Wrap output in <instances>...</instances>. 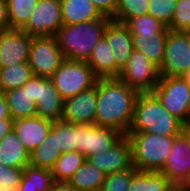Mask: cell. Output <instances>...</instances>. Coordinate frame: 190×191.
Segmentation results:
<instances>
[{"label": "cell", "instance_id": "6da1fadb", "mask_svg": "<svg viewBox=\"0 0 190 191\" xmlns=\"http://www.w3.org/2000/svg\"><path fill=\"white\" fill-rule=\"evenodd\" d=\"M138 94L119 78H98L94 124L126 135L133 120Z\"/></svg>", "mask_w": 190, "mask_h": 191}, {"label": "cell", "instance_id": "7a4b0ae2", "mask_svg": "<svg viewBox=\"0 0 190 191\" xmlns=\"http://www.w3.org/2000/svg\"><path fill=\"white\" fill-rule=\"evenodd\" d=\"M186 127L172 116L153 93H139L134 115L127 133L144 132L163 136H177Z\"/></svg>", "mask_w": 190, "mask_h": 191}, {"label": "cell", "instance_id": "3957f363", "mask_svg": "<svg viewBox=\"0 0 190 191\" xmlns=\"http://www.w3.org/2000/svg\"><path fill=\"white\" fill-rule=\"evenodd\" d=\"M111 18L103 15L100 19L75 25H63L55 38L65 59L87 61L95 44L104 36Z\"/></svg>", "mask_w": 190, "mask_h": 191}, {"label": "cell", "instance_id": "277c9868", "mask_svg": "<svg viewBox=\"0 0 190 191\" xmlns=\"http://www.w3.org/2000/svg\"><path fill=\"white\" fill-rule=\"evenodd\" d=\"M131 143L132 166L137 171L159 172L171 151L175 136L144 132L127 133Z\"/></svg>", "mask_w": 190, "mask_h": 191}, {"label": "cell", "instance_id": "5b68a950", "mask_svg": "<svg viewBox=\"0 0 190 191\" xmlns=\"http://www.w3.org/2000/svg\"><path fill=\"white\" fill-rule=\"evenodd\" d=\"M152 93L186 128L190 125V86L181 76H160Z\"/></svg>", "mask_w": 190, "mask_h": 191}, {"label": "cell", "instance_id": "8992f818", "mask_svg": "<svg viewBox=\"0 0 190 191\" xmlns=\"http://www.w3.org/2000/svg\"><path fill=\"white\" fill-rule=\"evenodd\" d=\"M50 79L66 100L94 86L98 78L87 62L64 59Z\"/></svg>", "mask_w": 190, "mask_h": 191}, {"label": "cell", "instance_id": "52a82bcc", "mask_svg": "<svg viewBox=\"0 0 190 191\" xmlns=\"http://www.w3.org/2000/svg\"><path fill=\"white\" fill-rule=\"evenodd\" d=\"M171 151L159 171L175 187H184L190 180V130L186 128L175 136Z\"/></svg>", "mask_w": 190, "mask_h": 191}, {"label": "cell", "instance_id": "ba28073f", "mask_svg": "<svg viewBox=\"0 0 190 191\" xmlns=\"http://www.w3.org/2000/svg\"><path fill=\"white\" fill-rule=\"evenodd\" d=\"M28 93L35 101L36 116L51 121H60L64 100L50 78L33 75L28 80Z\"/></svg>", "mask_w": 190, "mask_h": 191}, {"label": "cell", "instance_id": "9c48e42d", "mask_svg": "<svg viewBox=\"0 0 190 191\" xmlns=\"http://www.w3.org/2000/svg\"><path fill=\"white\" fill-rule=\"evenodd\" d=\"M118 78L138 93H152L160 79V73L157 66L134 49Z\"/></svg>", "mask_w": 190, "mask_h": 191}, {"label": "cell", "instance_id": "30bf717a", "mask_svg": "<svg viewBox=\"0 0 190 191\" xmlns=\"http://www.w3.org/2000/svg\"><path fill=\"white\" fill-rule=\"evenodd\" d=\"M190 68V33L169 30L166 35L160 76H181Z\"/></svg>", "mask_w": 190, "mask_h": 191}, {"label": "cell", "instance_id": "8fae6325", "mask_svg": "<svg viewBox=\"0 0 190 191\" xmlns=\"http://www.w3.org/2000/svg\"><path fill=\"white\" fill-rule=\"evenodd\" d=\"M64 59L55 36L32 37L28 64L33 75L50 78Z\"/></svg>", "mask_w": 190, "mask_h": 191}, {"label": "cell", "instance_id": "7c38bea8", "mask_svg": "<svg viewBox=\"0 0 190 191\" xmlns=\"http://www.w3.org/2000/svg\"><path fill=\"white\" fill-rule=\"evenodd\" d=\"M123 136L118 130L96 124H75V151L86 159L93 154L107 151Z\"/></svg>", "mask_w": 190, "mask_h": 191}, {"label": "cell", "instance_id": "4fadbf2b", "mask_svg": "<svg viewBox=\"0 0 190 191\" xmlns=\"http://www.w3.org/2000/svg\"><path fill=\"white\" fill-rule=\"evenodd\" d=\"M21 28L32 37L55 36L63 26L60 0H39Z\"/></svg>", "mask_w": 190, "mask_h": 191}, {"label": "cell", "instance_id": "5bb4252c", "mask_svg": "<svg viewBox=\"0 0 190 191\" xmlns=\"http://www.w3.org/2000/svg\"><path fill=\"white\" fill-rule=\"evenodd\" d=\"M32 36L22 29L0 32V68L28 62Z\"/></svg>", "mask_w": 190, "mask_h": 191}, {"label": "cell", "instance_id": "9a60e30c", "mask_svg": "<svg viewBox=\"0 0 190 191\" xmlns=\"http://www.w3.org/2000/svg\"><path fill=\"white\" fill-rule=\"evenodd\" d=\"M86 160L106 175L125 171L132 167L131 143L123 135L107 151L90 155Z\"/></svg>", "mask_w": 190, "mask_h": 191}, {"label": "cell", "instance_id": "2e32d148", "mask_svg": "<svg viewBox=\"0 0 190 191\" xmlns=\"http://www.w3.org/2000/svg\"><path fill=\"white\" fill-rule=\"evenodd\" d=\"M97 103V80L94 86L64 100L62 121L71 124H94Z\"/></svg>", "mask_w": 190, "mask_h": 191}, {"label": "cell", "instance_id": "e0dca14e", "mask_svg": "<svg viewBox=\"0 0 190 191\" xmlns=\"http://www.w3.org/2000/svg\"><path fill=\"white\" fill-rule=\"evenodd\" d=\"M104 37L112 50L115 59V78H118L134 50L132 35L125 24L111 20L107 24Z\"/></svg>", "mask_w": 190, "mask_h": 191}, {"label": "cell", "instance_id": "ac0fdd59", "mask_svg": "<svg viewBox=\"0 0 190 191\" xmlns=\"http://www.w3.org/2000/svg\"><path fill=\"white\" fill-rule=\"evenodd\" d=\"M52 121L39 116L12 121V129L30 154L46 137Z\"/></svg>", "mask_w": 190, "mask_h": 191}, {"label": "cell", "instance_id": "d6986e66", "mask_svg": "<svg viewBox=\"0 0 190 191\" xmlns=\"http://www.w3.org/2000/svg\"><path fill=\"white\" fill-rule=\"evenodd\" d=\"M30 154L11 128L0 140V163L23 169L29 165Z\"/></svg>", "mask_w": 190, "mask_h": 191}, {"label": "cell", "instance_id": "ffe728a7", "mask_svg": "<svg viewBox=\"0 0 190 191\" xmlns=\"http://www.w3.org/2000/svg\"><path fill=\"white\" fill-rule=\"evenodd\" d=\"M63 25H75L100 19L103 15L90 0H60Z\"/></svg>", "mask_w": 190, "mask_h": 191}, {"label": "cell", "instance_id": "44dd1931", "mask_svg": "<svg viewBox=\"0 0 190 191\" xmlns=\"http://www.w3.org/2000/svg\"><path fill=\"white\" fill-rule=\"evenodd\" d=\"M131 35L134 49L144 54L151 63L160 68L167 33H131Z\"/></svg>", "mask_w": 190, "mask_h": 191}, {"label": "cell", "instance_id": "7402d4cb", "mask_svg": "<svg viewBox=\"0 0 190 191\" xmlns=\"http://www.w3.org/2000/svg\"><path fill=\"white\" fill-rule=\"evenodd\" d=\"M86 62L97 78H115V59L104 36L95 44Z\"/></svg>", "mask_w": 190, "mask_h": 191}, {"label": "cell", "instance_id": "603a6c76", "mask_svg": "<svg viewBox=\"0 0 190 191\" xmlns=\"http://www.w3.org/2000/svg\"><path fill=\"white\" fill-rule=\"evenodd\" d=\"M11 120L36 115L35 101L28 93V81L20 88L4 92Z\"/></svg>", "mask_w": 190, "mask_h": 191}, {"label": "cell", "instance_id": "cb8c5ba5", "mask_svg": "<svg viewBox=\"0 0 190 191\" xmlns=\"http://www.w3.org/2000/svg\"><path fill=\"white\" fill-rule=\"evenodd\" d=\"M106 174L87 160L68 180L77 191H100Z\"/></svg>", "mask_w": 190, "mask_h": 191}, {"label": "cell", "instance_id": "d4e9b609", "mask_svg": "<svg viewBox=\"0 0 190 191\" xmlns=\"http://www.w3.org/2000/svg\"><path fill=\"white\" fill-rule=\"evenodd\" d=\"M61 154L57 149L56 135L49 130L41 144L30 153L29 165L51 170Z\"/></svg>", "mask_w": 190, "mask_h": 191}, {"label": "cell", "instance_id": "484cf974", "mask_svg": "<svg viewBox=\"0 0 190 191\" xmlns=\"http://www.w3.org/2000/svg\"><path fill=\"white\" fill-rule=\"evenodd\" d=\"M174 188L160 172L136 171L128 191H172Z\"/></svg>", "mask_w": 190, "mask_h": 191}, {"label": "cell", "instance_id": "4316f807", "mask_svg": "<svg viewBox=\"0 0 190 191\" xmlns=\"http://www.w3.org/2000/svg\"><path fill=\"white\" fill-rule=\"evenodd\" d=\"M53 182L51 170L27 165L23 168L18 191H50Z\"/></svg>", "mask_w": 190, "mask_h": 191}, {"label": "cell", "instance_id": "83f0119b", "mask_svg": "<svg viewBox=\"0 0 190 191\" xmlns=\"http://www.w3.org/2000/svg\"><path fill=\"white\" fill-rule=\"evenodd\" d=\"M33 76L28 62L0 68V89L3 92L22 87Z\"/></svg>", "mask_w": 190, "mask_h": 191}, {"label": "cell", "instance_id": "f1b7e54d", "mask_svg": "<svg viewBox=\"0 0 190 191\" xmlns=\"http://www.w3.org/2000/svg\"><path fill=\"white\" fill-rule=\"evenodd\" d=\"M85 161L86 157L77 151L62 153L51 169L53 180L68 181Z\"/></svg>", "mask_w": 190, "mask_h": 191}, {"label": "cell", "instance_id": "f546056e", "mask_svg": "<svg viewBox=\"0 0 190 191\" xmlns=\"http://www.w3.org/2000/svg\"><path fill=\"white\" fill-rule=\"evenodd\" d=\"M39 0H6L10 28L21 29L29 20Z\"/></svg>", "mask_w": 190, "mask_h": 191}, {"label": "cell", "instance_id": "4dcf8cb0", "mask_svg": "<svg viewBox=\"0 0 190 191\" xmlns=\"http://www.w3.org/2000/svg\"><path fill=\"white\" fill-rule=\"evenodd\" d=\"M149 0H118L111 20L125 24L129 19L148 14Z\"/></svg>", "mask_w": 190, "mask_h": 191}, {"label": "cell", "instance_id": "1f68e13d", "mask_svg": "<svg viewBox=\"0 0 190 191\" xmlns=\"http://www.w3.org/2000/svg\"><path fill=\"white\" fill-rule=\"evenodd\" d=\"M50 130L56 135L57 149L61 153L75 151V124L52 121Z\"/></svg>", "mask_w": 190, "mask_h": 191}, {"label": "cell", "instance_id": "d6a6232c", "mask_svg": "<svg viewBox=\"0 0 190 191\" xmlns=\"http://www.w3.org/2000/svg\"><path fill=\"white\" fill-rule=\"evenodd\" d=\"M125 25L130 33H167L169 31L168 28L148 14L131 18Z\"/></svg>", "mask_w": 190, "mask_h": 191}, {"label": "cell", "instance_id": "836d02e7", "mask_svg": "<svg viewBox=\"0 0 190 191\" xmlns=\"http://www.w3.org/2000/svg\"><path fill=\"white\" fill-rule=\"evenodd\" d=\"M177 0H149L148 15L168 28L172 22Z\"/></svg>", "mask_w": 190, "mask_h": 191}, {"label": "cell", "instance_id": "e575fe53", "mask_svg": "<svg viewBox=\"0 0 190 191\" xmlns=\"http://www.w3.org/2000/svg\"><path fill=\"white\" fill-rule=\"evenodd\" d=\"M169 30L190 33V0H177Z\"/></svg>", "mask_w": 190, "mask_h": 191}, {"label": "cell", "instance_id": "d590c367", "mask_svg": "<svg viewBox=\"0 0 190 191\" xmlns=\"http://www.w3.org/2000/svg\"><path fill=\"white\" fill-rule=\"evenodd\" d=\"M136 171L132 166L125 171L106 175L100 191H128L132 176Z\"/></svg>", "mask_w": 190, "mask_h": 191}, {"label": "cell", "instance_id": "8d00e7d4", "mask_svg": "<svg viewBox=\"0 0 190 191\" xmlns=\"http://www.w3.org/2000/svg\"><path fill=\"white\" fill-rule=\"evenodd\" d=\"M23 176V169L16 167H9L0 163V187H11V185H18Z\"/></svg>", "mask_w": 190, "mask_h": 191}, {"label": "cell", "instance_id": "74e56055", "mask_svg": "<svg viewBox=\"0 0 190 191\" xmlns=\"http://www.w3.org/2000/svg\"><path fill=\"white\" fill-rule=\"evenodd\" d=\"M98 11L105 16L112 17L116 11L118 0H90Z\"/></svg>", "mask_w": 190, "mask_h": 191}, {"label": "cell", "instance_id": "f35d334b", "mask_svg": "<svg viewBox=\"0 0 190 191\" xmlns=\"http://www.w3.org/2000/svg\"><path fill=\"white\" fill-rule=\"evenodd\" d=\"M10 28L9 11L6 0H0V32Z\"/></svg>", "mask_w": 190, "mask_h": 191}, {"label": "cell", "instance_id": "ab89813d", "mask_svg": "<svg viewBox=\"0 0 190 191\" xmlns=\"http://www.w3.org/2000/svg\"><path fill=\"white\" fill-rule=\"evenodd\" d=\"M50 191H77L68 181H54Z\"/></svg>", "mask_w": 190, "mask_h": 191}, {"label": "cell", "instance_id": "60d3db41", "mask_svg": "<svg viewBox=\"0 0 190 191\" xmlns=\"http://www.w3.org/2000/svg\"><path fill=\"white\" fill-rule=\"evenodd\" d=\"M0 119H11L5 94L1 89H0Z\"/></svg>", "mask_w": 190, "mask_h": 191}, {"label": "cell", "instance_id": "b9f144b4", "mask_svg": "<svg viewBox=\"0 0 190 191\" xmlns=\"http://www.w3.org/2000/svg\"><path fill=\"white\" fill-rule=\"evenodd\" d=\"M11 128V119H0V140L9 132Z\"/></svg>", "mask_w": 190, "mask_h": 191}, {"label": "cell", "instance_id": "7bdbcfd3", "mask_svg": "<svg viewBox=\"0 0 190 191\" xmlns=\"http://www.w3.org/2000/svg\"><path fill=\"white\" fill-rule=\"evenodd\" d=\"M0 191H18V185H11V187H0Z\"/></svg>", "mask_w": 190, "mask_h": 191}, {"label": "cell", "instance_id": "ee69618b", "mask_svg": "<svg viewBox=\"0 0 190 191\" xmlns=\"http://www.w3.org/2000/svg\"><path fill=\"white\" fill-rule=\"evenodd\" d=\"M181 77L189 84L190 86V68L181 75Z\"/></svg>", "mask_w": 190, "mask_h": 191}, {"label": "cell", "instance_id": "f6af8a7d", "mask_svg": "<svg viewBox=\"0 0 190 191\" xmlns=\"http://www.w3.org/2000/svg\"><path fill=\"white\" fill-rule=\"evenodd\" d=\"M172 191H188L185 187H175Z\"/></svg>", "mask_w": 190, "mask_h": 191}, {"label": "cell", "instance_id": "bcb514c9", "mask_svg": "<svg viewBox=\"0 0 190 191\" xmlns=\"http://www.w3.org/2000/svg\"><path fill=\"white\" fill-rule=\"evenodd\" d=\"M188 191H190V180L189 182L184 186Z\"/></svg>", "mask_w": 190, "mask_h": 191}]
</instances>
